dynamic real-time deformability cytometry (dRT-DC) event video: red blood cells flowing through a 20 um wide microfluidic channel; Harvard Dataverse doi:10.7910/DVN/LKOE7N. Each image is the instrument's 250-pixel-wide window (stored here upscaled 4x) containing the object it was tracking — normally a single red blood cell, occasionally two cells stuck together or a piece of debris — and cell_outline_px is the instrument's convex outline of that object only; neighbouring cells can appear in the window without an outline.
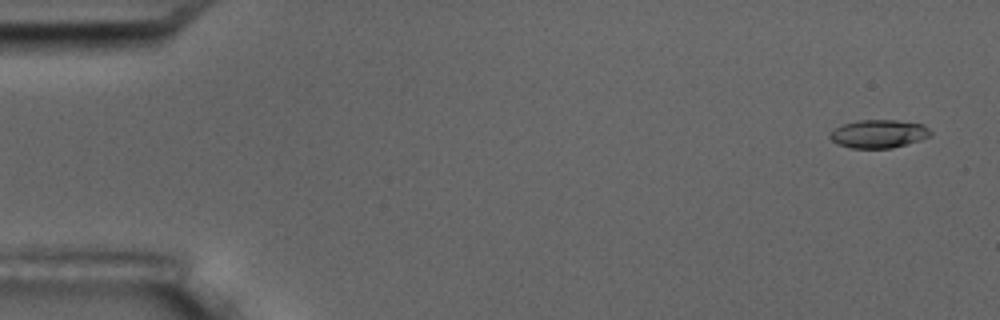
{"species": "common noctule bat (a hibernating species)", "species_latin": "Nyctalus noctula", "temperature_condition": "room temperature", "stored_images_in_passage": 6, "segment_of_instrument_passage": [1, 2], "camera_frame_rate_fps": 3000, "um_per_image_px": 0.085, "animal": {"sex": "male", "body_mass_g": 17.5, "forearm_length_mm": 52.3}, "frame": {"image": 1, "passage_image": 1, "time_ms": 0.0, "image_size_px": [1000, 320], "cell_outline_px": [[932, 132], [928, 136], [920, 140], [892, 148], [852, 148], [836, 144], [828, 136], [828, 132], [832, 128], [840, 124], [860, 120], [896, 120], [924, 124]], "centroid_in_image_um": [74.62, 11.36], "position_along_channel_um": 10.4, "area_um2": 16.76}}